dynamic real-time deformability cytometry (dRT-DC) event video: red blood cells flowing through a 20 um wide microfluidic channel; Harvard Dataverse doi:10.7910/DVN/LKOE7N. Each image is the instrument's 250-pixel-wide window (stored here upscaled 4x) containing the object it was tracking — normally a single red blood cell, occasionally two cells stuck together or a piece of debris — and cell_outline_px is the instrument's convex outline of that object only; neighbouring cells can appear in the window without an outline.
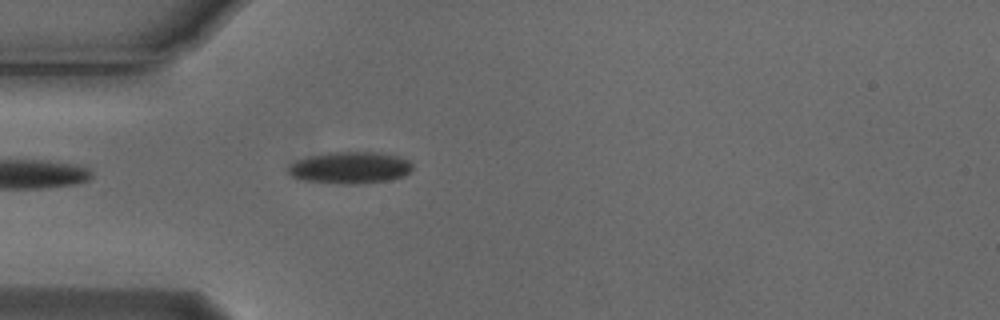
{"species": "Egyptian fruit bat (a non-hibernating species)", "species_latin": "Rousettus aegyptiacus", "temperature_condition": "cold", "stored_images_in_passage": 5, "camera_frame_rate_fps": 3000, "um_per_image_px": 0.085, "animal": {"sex": "male"}, "frame": {"image": 1, "passage_image": 5, "time_ms": 1.333, "image_size_px": [1000, 320], "cell_outline_px": [[412, 168], [404, 176], [384, 180], [356, 184], [344, 184], [304, 180], [292, 176], [288, 172], [288, 168], [296, 160], [328, 152], [376, 152], [396, 156], [408, 160], [412, 164]], "centroid_in_image_um": [29.74, 14.25], "position_along_channel_um": 55.3, "area_um2": 22.6}}